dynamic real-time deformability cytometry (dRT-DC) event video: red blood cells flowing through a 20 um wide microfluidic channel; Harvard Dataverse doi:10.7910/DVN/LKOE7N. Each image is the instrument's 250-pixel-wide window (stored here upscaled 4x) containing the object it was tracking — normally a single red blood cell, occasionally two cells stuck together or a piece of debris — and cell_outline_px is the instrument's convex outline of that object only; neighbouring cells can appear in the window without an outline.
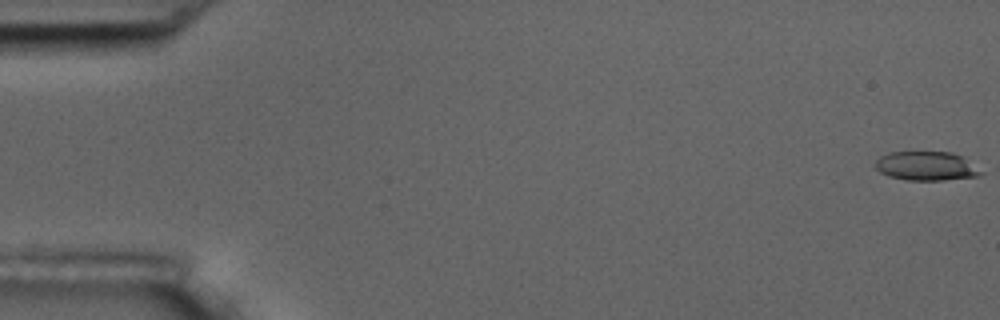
{"species": "common noctule bat (a hibernating species)", "species_latin": "Nyctalus noctula", "temperature_condition": "room temperature", "stored_images_in_passage": 6, "camera_frame_rate_fps": 3000, "um_per_image_px": 0.085, "animal": {"sex": "male", "body_mass_g": 17.5, "forearm_length_mm": 52.3}, "frame": {"image": 1, "passage_image": 1, "time_ms": 0.0, "image_size_px": [1000, 320], "cell_outline_px": [[984, 172], [980, 176], [944, 180], [908, 180], [888, 176], [880, 172], [876, 168], [876, 160], [880, 156], [888, 152], [952, 152], [964, 156]], "centroid_in_image_um": [78.78, 14.11], "position_along_channel_um": 6.2, "area_um2": 18.03}}
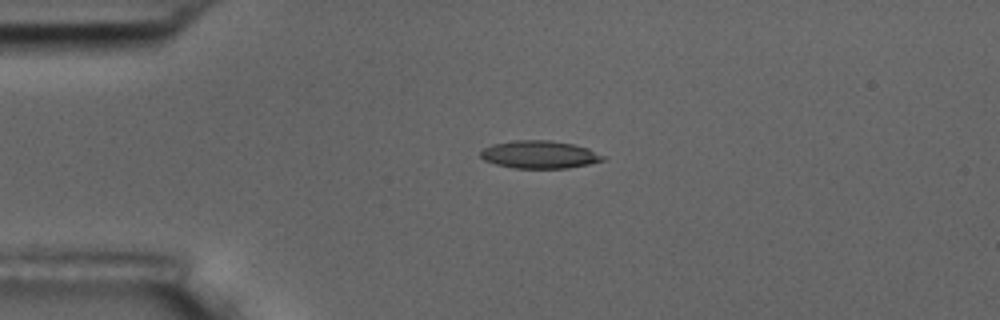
{"frame": {"image": 2, "passage_image": 4, "time_ms": 4.333, "image_size_px": [1000, 320], "cell_outline_px": [[604, 160], [588, 164], [568, 168], [512, 168], [496, 164], [484, 160], [480, 156], [480, 152], [484, 148], [492, 144], [516, 140], [548, 140], [572, 144], [588, 148], [604, 156]], "centroid_in_image_um": [45.83, 13.14], "position_along_channel_um": 39.2, "area_um2": 19.65}}